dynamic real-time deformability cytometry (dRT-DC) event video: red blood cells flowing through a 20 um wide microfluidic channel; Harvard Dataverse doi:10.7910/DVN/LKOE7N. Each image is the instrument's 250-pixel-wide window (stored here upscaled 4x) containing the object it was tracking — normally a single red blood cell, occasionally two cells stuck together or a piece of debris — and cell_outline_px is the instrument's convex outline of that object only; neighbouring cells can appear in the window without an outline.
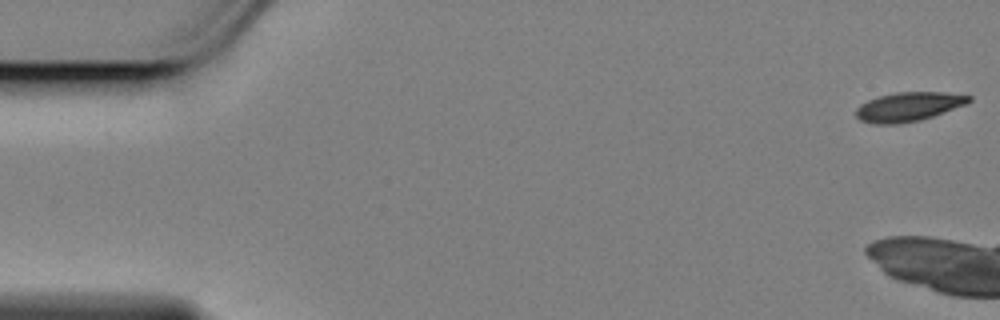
{"species": "Egyptian fruit bat (a non-hibernating species)", "species_latin": "Rousettus aegyptiacus", "temperature_condition": "cold", "stored_images_in_passage": 7, "camera_frame_rate_fps": 3000, "um_per_image_px": 0.085, "animal": {"sex": "female"}, "frame": {"image": 1, "passage_image": 1, "time_ms": 0.0, "image_size_px": [1000, 320], "cell_outline_px": [[972, 100], [968, 104], [920, 120], [900, 124], [872, 124], [860, 120], [856, 116], [856, 108], [860, 104], [868, 100], [880, 96], [896, 92], [944, 92], [972, 96]], "centroid_in_image_um": [77.23, 9.07], "position_along_channel_um": 7.8, "area_um2": 19.25}}